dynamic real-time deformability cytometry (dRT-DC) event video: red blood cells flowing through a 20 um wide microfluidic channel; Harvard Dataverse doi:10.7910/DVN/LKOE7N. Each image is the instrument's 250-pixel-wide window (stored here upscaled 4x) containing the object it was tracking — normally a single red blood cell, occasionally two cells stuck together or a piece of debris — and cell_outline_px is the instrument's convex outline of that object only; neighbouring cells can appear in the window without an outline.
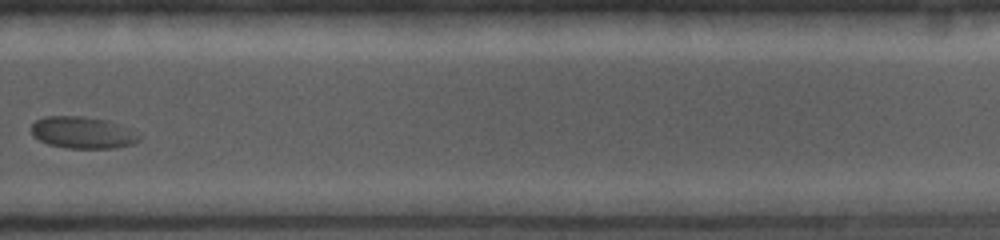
{"species": "common noctule bat (a hibernating species)", "species_latin": "Nyctalus noctula", "temperature_condition": "cold", "stored_images_in_passage": 18, "camera_frame_rate_fps": 5000, "um_per_image_px": 0.085, "animal": {"sex": "female", "body_mass_g": 19.0, "forearm_length_mm": 56.7}, "frame": {"image": 1, "passage_image": 13, "time_ms": 8.0, "image_size_px": [1000, 240], "cell_outline_px": [[144, 136], [140, 140], [132, 144], [116, 148], [64, 148], [48, 144], [32, 136], [32, 124], [36, 120], [44, 116], [80, 116], [108, 120], [140, 132]], "centroid_in_image_um": [7.08, 11.27], "position_along_channel_um": 322.7, "area_um2": 20.35}}
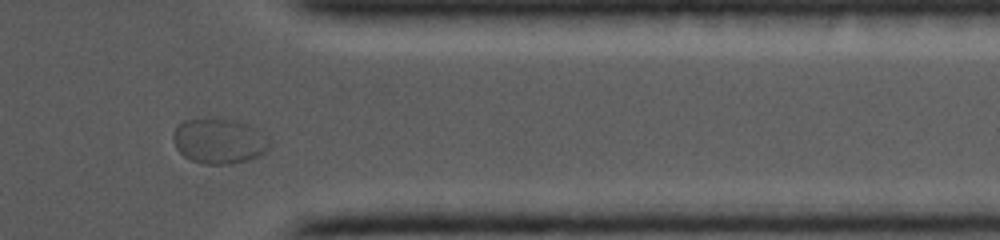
{"frame": {"image": 2, "passage_image": 16, "time_ms": 9.6, "image_size_px": [1000, 240], "cell_outline_px": [[272, 144], [260, 156], [248, 160], [228, 164], [204, 164], [192, 160], [184, 156], [176, 148], [172, 136], [176, 128], [184, 120], [236, 120], [248, 124], [256, 128]], "centroid_in_image_um": [18.64, 12.01], "position_along_channel_um": 392.8, "area_um2": 24.97}}